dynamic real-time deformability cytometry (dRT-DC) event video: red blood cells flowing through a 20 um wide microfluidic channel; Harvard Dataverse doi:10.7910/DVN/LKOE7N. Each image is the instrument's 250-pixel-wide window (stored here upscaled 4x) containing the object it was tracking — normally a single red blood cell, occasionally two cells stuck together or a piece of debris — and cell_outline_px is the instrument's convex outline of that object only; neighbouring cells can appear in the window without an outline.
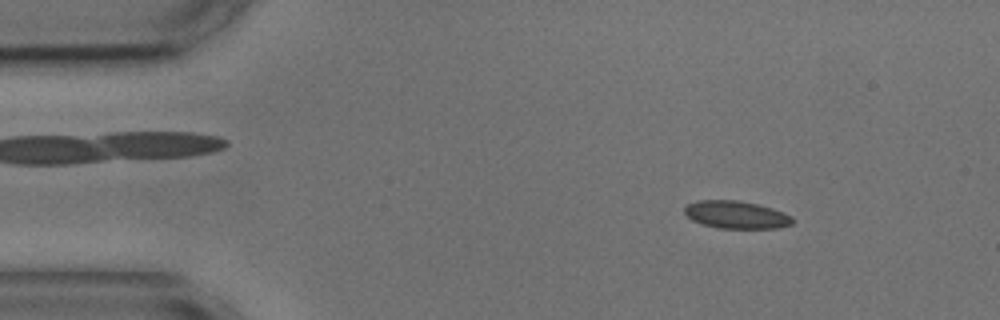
{"species": "common noctule bat (a hibernating species)", "species_latin": "Nyctalus noctula", "temperature_condition": "cold", "stored_images_in_passage": 5, "camera_frame_rate_fps": 3000, "um_per_image_px": 0.085, "animal": {"sex": "male", "body_mass_g": 17.9, "forearm_length_mm": 54.2}, "frame": {"image": 1, "passage_image": 2, "time_ms": 1.0, "image_size_px": [1000, 320], "cell_outline_px": [[792, 224], [776, 228], [716, 228], [700, 224], [692, 220], [684, 212], [684, 208], [688, 204], [696, 200], [740, 200], [772, 208], [784, 212], [792, 216]], "centroid_in_image_um": [62.55, 18.25], "position_along_channel_um": 22.4, "area_um2": 17.46}}
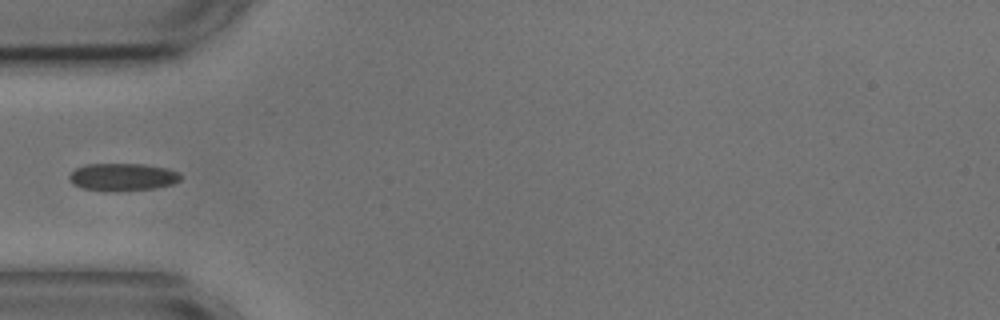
{"frame": {"image": 2, "passage_image": 4, "time_ms": 4.333, "image_size_px": [1000, 320], "cell_outline_px": [[180, 180], [172, 184], [152, 188], [112, 192], [80, 188], [72, 184], [68, 180], [68, 176], [76, 168], [84, 164], [144, 164], [168, 168], [176, 172], [180, 176]], "centroid_in_image_um": [10.35, 15.05], "position_along_channel_um": 74.6, "area_um2": 17.98}}